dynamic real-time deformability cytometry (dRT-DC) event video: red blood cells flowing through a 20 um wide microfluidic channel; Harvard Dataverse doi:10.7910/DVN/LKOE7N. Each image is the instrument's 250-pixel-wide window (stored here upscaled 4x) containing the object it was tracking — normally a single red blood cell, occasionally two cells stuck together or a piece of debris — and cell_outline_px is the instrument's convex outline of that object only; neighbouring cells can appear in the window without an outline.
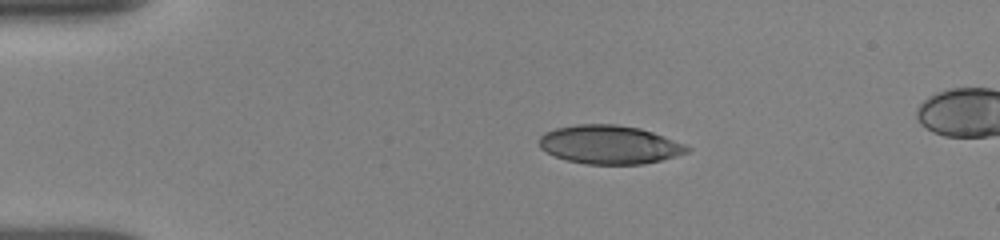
{"species": "human", "species_latin": "Homo sapiens", "temperature_condition": "room temperature", "stored_images_in_passage": 8, "camera_frame_rate_fps": 3000, "um_per_image_px": 0.085, "donor": {"sex": "female"}, "frame": {"image": 1, "passage_image": 4, "time_ms": 2.333, "image_size_px": [1000, 240], "cell_outline_px": [[692, 148], [688, 152], [676, 156], [644, 164], [584, 164], [568, 160], [556, 156], [540, 148], [540, 136], [544, 132], [556, 128], [576, 124], [616, 124], [640, 128], [652, 132], [684, 144]], "centroid_in_image_um": [51.8, 12.29], "position_along_channel_um": 33.2, "area_um2": 33.12}}
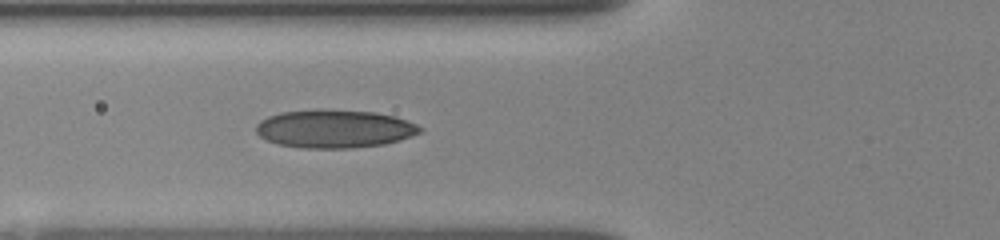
{"frame": {"image": 2, "passage_image": 8, "time_ms": 5.333, "image_size_px": [1000, 240], "cell_outline_px": [[424, 128], [420, 132], [412, 136], [400, 140], [384, 144], [352, 148], [304, 148], [280, 144], [268, 140], [260, 136], [256, 132], [256, 124], [260, 120], [268, 116], [280, 112], [376, 112], [396, 116], [416, 124]], "centroid_in_image_um": [28.47, 10.99], "position_along_channel_um": 97.3, "area_um2": 35.43}}